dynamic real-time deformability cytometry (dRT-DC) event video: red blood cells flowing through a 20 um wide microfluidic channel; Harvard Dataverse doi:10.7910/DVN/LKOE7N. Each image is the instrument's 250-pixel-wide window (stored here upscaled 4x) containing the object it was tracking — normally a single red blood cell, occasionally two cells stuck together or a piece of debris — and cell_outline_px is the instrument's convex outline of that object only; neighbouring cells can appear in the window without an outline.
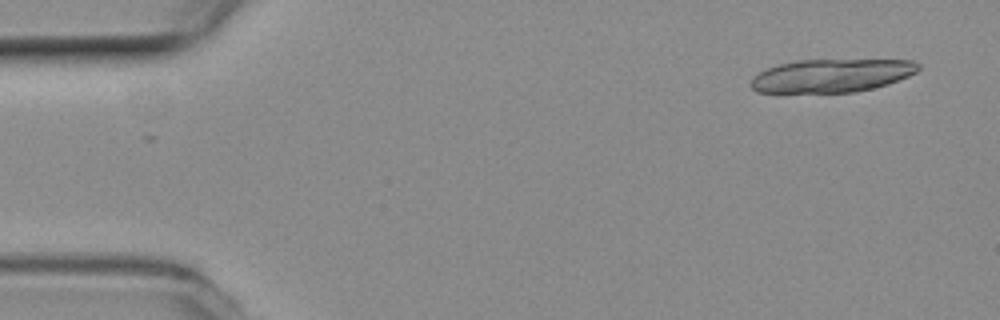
{"species": "common noctule bat (a hibernating species)", "species_latin": "Nyctalus noctula", "temperature_condition": "room temperature", "stored_images_in_passage": 16, "camera_frame_rate_fps": 3000, "um_per_image_px": 0.085, "animal": {"sex": "female", "body_mass_g": 19.3, "forearm_length_mm": 54.1}, "frame": {"image": 1, "passage_image": 2, "time_ms": 0.333, "image_size_px": [1000, 320], "cell_outline_px": [[920, 68], [916, 72], [908, 76], [888, 84], [872, 88], [852, 92], [756, 92], [752, 88], [752, 80], [764, 68], [796, 60], [912, 60], [920, 64]], "centroid_in_image_um": [70.71, 6.42], "position_along_channel_um": 14.3, "area_um2": 32.14}}